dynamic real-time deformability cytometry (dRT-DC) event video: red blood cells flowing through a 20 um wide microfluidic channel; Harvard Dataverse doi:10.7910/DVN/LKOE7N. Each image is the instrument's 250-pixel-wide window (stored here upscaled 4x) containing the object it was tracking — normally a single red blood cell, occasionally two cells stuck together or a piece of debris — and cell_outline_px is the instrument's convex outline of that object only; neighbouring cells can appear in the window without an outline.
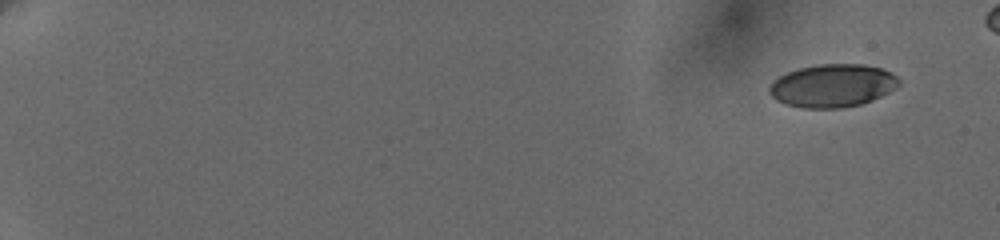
{"species": "human", "species_latin": "Homo sapiens", "temperature_condition": "cold", "stored_images_in_passage": 11, "camera_frame_rate_fps": 3000, "um_per_image_px": 0.085, "donor": {"sex": "female"}, "frame": {"image": 1, "passage_image": 1, "time_ms": 0.0, "image_size_px": [1000, 240], "cell_outline_px": [[900, 84], [896, 88], [872, 100], [860, 104], [844, 108], [800, 108], [784, 104], [776, 100], [768, 92], [768, 88], [780, 76], [788, 72], [800, 68], [816, 64], [864, 64], [880, 68], [896, 76], [900, 80]], "centroid_in_image_um": [70.76, 7.29], "position_along_channel_um": 14.2, "area_um2": 32.43}}
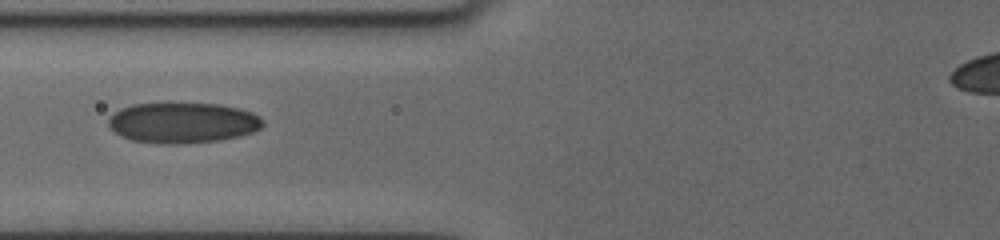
{"frame": {"image": 2, "passage_image": 10, "time_ms": 8.0, "image_size_px": [1000, 240], "cell_outline_px": [[264, 124], [260, 128], [252, 132], [240, 136], [220, 140], [176, 144], [156, 144], [132, 140], [120, 136], [108, 124], [108, 116], [120, 108], [132, 104], [220, 104], [240, 108], [252, 112], [260, 116], [264, 120]], "centroid_in_image_um": [15.53, 10.44], "position_along_channel_um": 110.3, "area_um2": 36.65}}